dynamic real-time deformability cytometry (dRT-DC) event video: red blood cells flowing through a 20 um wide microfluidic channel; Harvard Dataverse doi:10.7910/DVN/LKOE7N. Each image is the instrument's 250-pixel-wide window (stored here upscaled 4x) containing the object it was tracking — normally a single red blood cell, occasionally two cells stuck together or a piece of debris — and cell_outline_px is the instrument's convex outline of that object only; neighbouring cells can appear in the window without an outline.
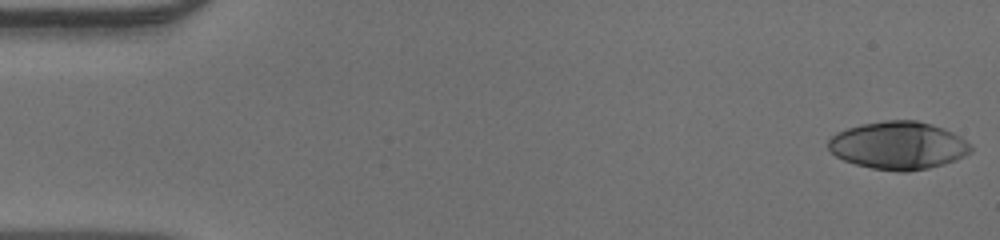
{"species": "human", "species_latin": "Homo sapiens", "temperature_condition": "warm", "stored_images_in_passage": 49, "camera_frame_rate_fps": 3000, "um_per_image_px": 0.085, "donor": {"sex": "male"}, "frame": {"image": 1, "passage_image": 1, "time_ms": 0.0, "image_size_px": [1000, 240], "cell_outline_px": [[972, 152], [956, 160], [944, 164], [928, 168], [908, 172], [900, 172], [872, 168], [856, 164], [844, 160], [836, 156], [828, 148], [828, 140], [836, 132], [860, 124], [884, 120], [916, 120], [932, 124], [944, 128], [960, 136], [972, 144]], "centroid_in_image_um": [76.38, 12.36], "position_along_channel_um": 8.6, "area_um2": 39.94}}
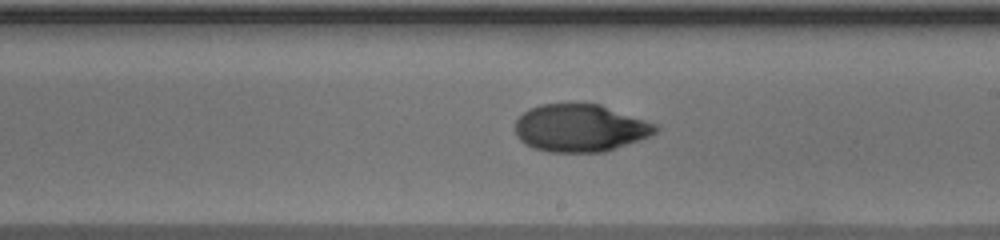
{"frame": {"image": 2, "passage_image": 28, "time_ms": 9.0, "image_size_px": [1000, 240], "cell_outline_px": [[660, 128], [656, 132], [648, 136], [604, 152], [548, 152], [532, 148], [520, 140], [516, 136], [516, 120], [528, 108], [540, 104], [600, 104], [656, 124]], "centroid_in_image_um": [49.28, 10.88], "position_along_channel_um": 239.7, "area_um2": 38.67}}
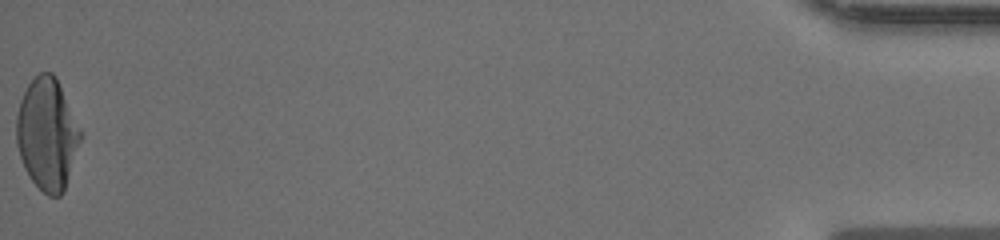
{"frame": {"image": 3, "passage_image": 49, "time_ms": 16.0, "image_size_px": [1000, 240], "cell_outline_px": [[80, 140], [64, 192], [60, 196], [48, 196], [32, 180], [24, 168], [16, 144], [16, 116], [20, 100], [28, 84], [40, 72], [52, 72], [56, 76], [80, 128]], "centroid_in_image_um": [3.99, 11.38], "position_along_channel_um": 431.2, "area_um2": 41.33}}